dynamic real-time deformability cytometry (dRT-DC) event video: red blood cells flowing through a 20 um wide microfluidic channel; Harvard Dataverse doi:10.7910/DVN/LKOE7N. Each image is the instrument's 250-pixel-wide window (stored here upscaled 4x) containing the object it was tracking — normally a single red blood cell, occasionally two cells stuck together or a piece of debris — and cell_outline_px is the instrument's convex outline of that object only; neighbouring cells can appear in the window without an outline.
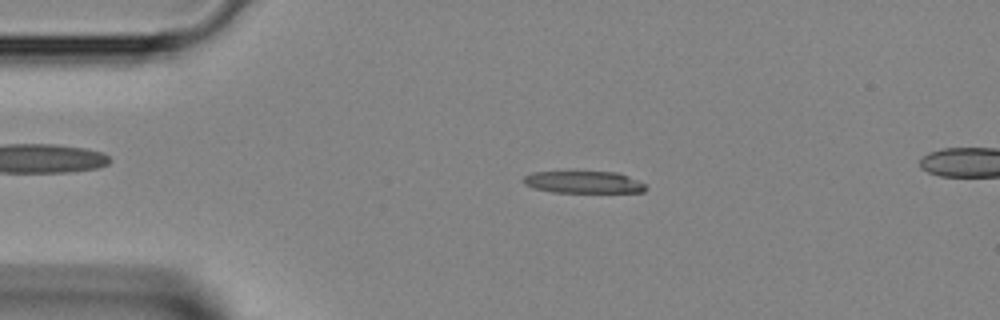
{"species": "Egyptian fruit bat (a non-hibernating species)", "species_latin": "Rousettus aegyptiacus", "temperature_condition": "room temperature", "stored_images_in_passage": 41, "camera_frame_rate_fps": 3000, "um_per_image_px": 0.085, "animal": {"sex": "female"}, "frame": {"image": 1, "passage_image": 8, "time_ms": 2.333, "image_size_px": [1000, 320], "cell_outline_px": [[648, 188], [644, 192], [552, 192], [532, 188], [524, 184], [524, 176], [532, 172], [616, 172], [628, 176], [644, 184]], "centroid_in_image_um": [49.59, 15.49], "position_along_channel_um": 35.4, "area_um2": 15.61}}
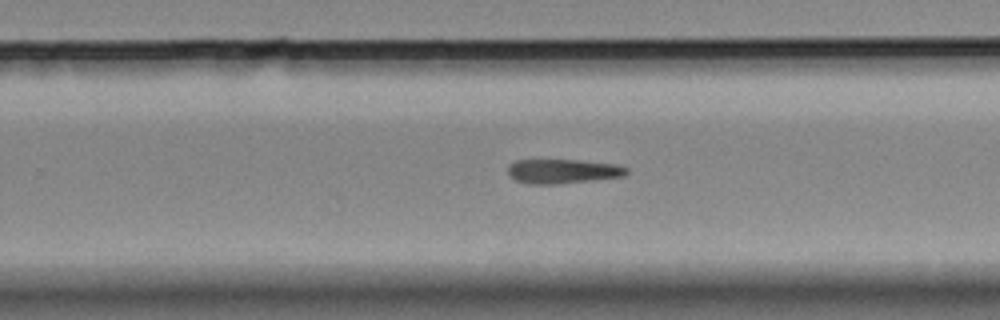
{"frame": {"image": 2, "passage_image": 26, "time_ms": 8.333, "image_size_px": [1000, 320], "cell_outline_px": [[628, 172], [624, 176], [592, 180], [556, 184], [528, 184], [516, 180], [508, 176], [508, 164], [516, 160], [576, 160], [616, 164], [628, 168]], "centroid_in_image_um": [47.8, 14.56], "position_along_channel_um": 282.0, "area_um2": 16.88}}
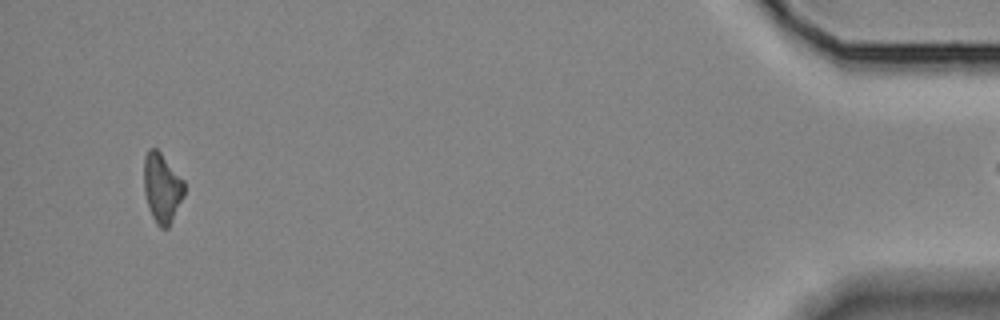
{"frame": {"image": 3, "passage_image": 40, "time_ms": 13.0, "image_size_px": [1000, 320], "cell_outline_px": [[184, 196], [168, 228], [160, 228], [156, 224], [152, 216], [144, 192], [144, 156], [148, 148], [156, 148], [160, 152], [184, 180]], "centroid_in_image_um": [13.77, 15.96], "position_along_channel_um": 421.4, "area_um2": 16.3}}